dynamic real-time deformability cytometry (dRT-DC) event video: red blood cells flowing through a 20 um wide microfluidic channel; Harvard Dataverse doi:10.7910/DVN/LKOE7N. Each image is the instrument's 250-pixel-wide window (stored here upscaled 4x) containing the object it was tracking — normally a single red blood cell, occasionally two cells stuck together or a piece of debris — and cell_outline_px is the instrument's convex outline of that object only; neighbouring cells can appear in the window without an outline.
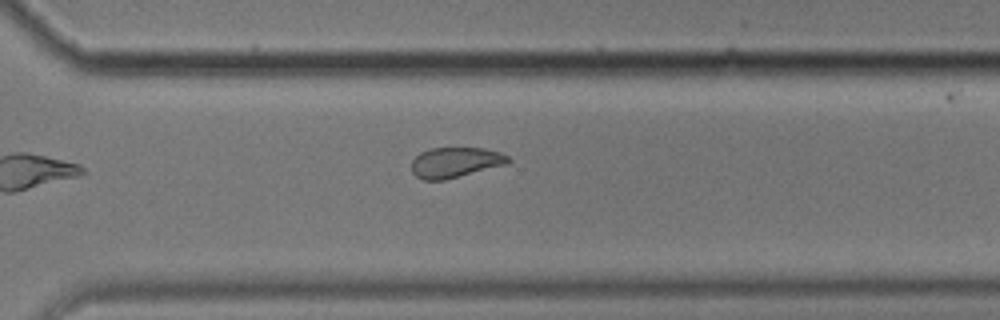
{"species": "common noctule bat (a hibernating species)", "species_latin": "Nyctalus noctula", "temperature_condition": "cold", "stored_images_in_passage": 9, "camera_frame_rate_fps": 3000, "um_per_image_px": 0.085, "animal": {"sex": "male", "body_mass_g": 17.9}, "frame": {"image": 1, "passage_image": 9, "time_ms": 9.667, "image_size_px": [1000, 320], "cell_outline_px": [[512, 160], [508, 164], [444, 180], [424, 180], [416, 176], [412, 172], [412, 160], [420, 152], [432, 148], [484, 148], [500, 152], [508, 156]], "centroid_in_image_um": [38.72, 13.8], "position_along_channel_um": 331.9, "area_um2": 17.11}}